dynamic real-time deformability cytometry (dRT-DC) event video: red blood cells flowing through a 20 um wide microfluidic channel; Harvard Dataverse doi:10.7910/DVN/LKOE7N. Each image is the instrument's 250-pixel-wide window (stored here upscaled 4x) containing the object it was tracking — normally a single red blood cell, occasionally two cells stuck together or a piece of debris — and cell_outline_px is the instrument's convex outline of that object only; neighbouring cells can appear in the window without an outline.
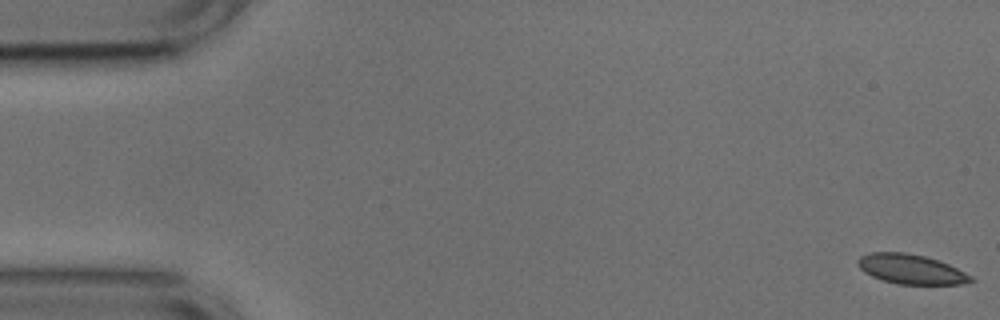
{"species": "common noctule bat (a hibernating species)", "species_latin": "Nyctalus noctula", "temperature_condition": "cold", "stored_images_in_passage": 53, "camera_frame_rate_fps": 3000, "um_per_image_px": 0.085, "animal": {"sex": "male", "body_mass_g": 17.9, "forearm_length_mm": 54.2}, "frame": {"image": 1, "passage_image": 1, "time_ms": 0.0, "image_size_px": [1000, 320], "cell_outline_px": [[976, 280], [960, 284], [896, 284], [872, 276], [864, 272], [856, 264], [856, 260], [860, 256], [872, 252], [904, 252], [924, 256], [948, 264], [972, 276]], "centroid_in_image_um": [77.4, 22.88], "position_along_channel_um": 7.6, "area_um2": 19.42}}
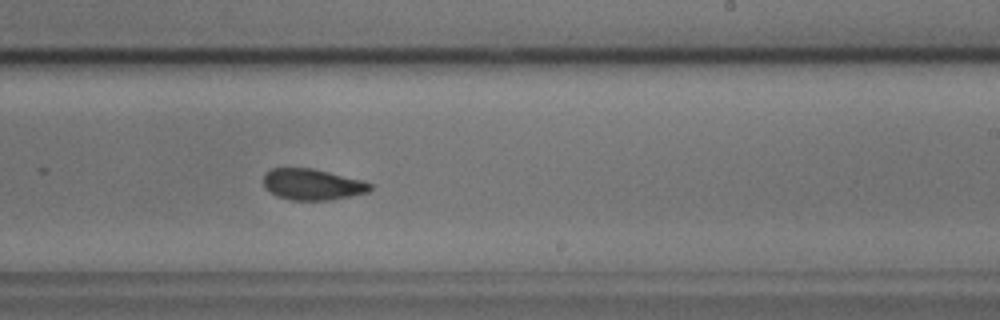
{"frame": {"image": 2, "passage_image": 32, "time_ms": 10.333, "image_size_px": [1000, 320], "cell_outline_px": [[372, 188], [368, 192], [352, 196], [328, 200], [292, 200], [276, 196], [264, 188], [264, 172], [272, 168], [312, 168], [364, 180], [372, 184]], "centroid_in_image_um": [26.55, 15.67], "position_along_channel_um": 262.5, "area_um2": 19.54}}
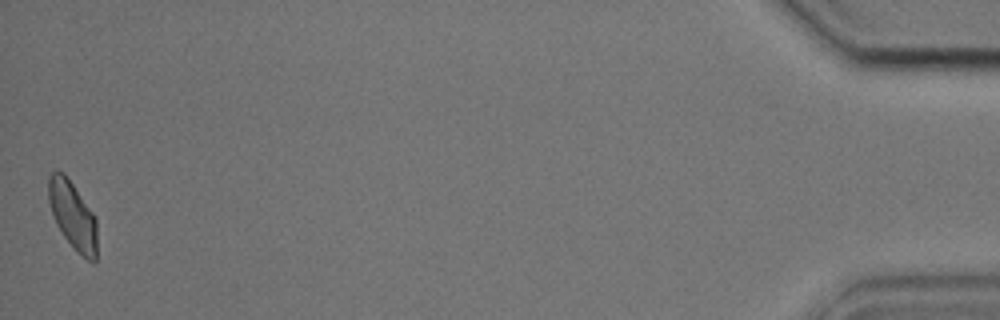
{"frame": {"image": 3, "passage_image": 53, "time_ms": 17.333, "image_size_px": [1000, 320], "cell_outline_px": [[96, 260], [92, 264], [64, 236], [56, 224], [52, 216], [48, 200], [48, 176], [52, 172], [64, 172], [96, 216]], "centroid_in_image_um": [6.17, 18.26], "position_along_channel_um": 429.0, "area_um2": 19.02}, "authors_computed_cell_mechanics": {"area_um2": 19.7098, "velocity_mm_per_s": 3.7339, "shape_relaxation_time_tau1_ms": null, "shape_relaxation_time_tau2_ms": 3.4215, "deformation_change_tau1": null, "deformation_change_tau2": 0.0655}}